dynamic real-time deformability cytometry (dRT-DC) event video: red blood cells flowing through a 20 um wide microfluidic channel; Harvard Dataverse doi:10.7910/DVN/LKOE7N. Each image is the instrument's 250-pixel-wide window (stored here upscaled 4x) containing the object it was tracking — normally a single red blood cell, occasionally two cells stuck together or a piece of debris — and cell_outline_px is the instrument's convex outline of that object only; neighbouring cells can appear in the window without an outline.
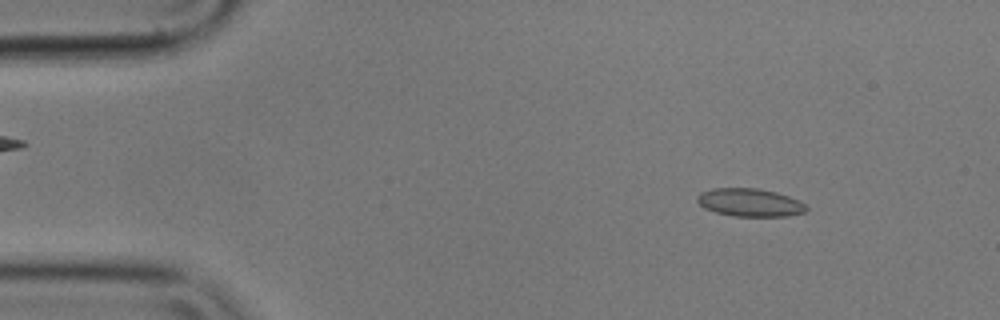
{"species": "common noctule bat (a hibernating species)", "species_latin": "Nyctalus noctula", "temperature_condition": "cold", "stored_images_in_passage": 55, "camera_frame_rate_fps": 3000, "um_per_image_px": 0.085, "animal": {"sex": "male", "body_mass_g": 17.9}, "frame": {"image": 1, "passage_image": 6, "time_ms": 1.667, "image_size_px": [1000, 320], "cell_outline_px": [[808, 208], [804, 212], [788, 216], [732, 216], [716, 212], [704, 208], [696, 200], [696, 196], [700, 192], [712, 188], [756, 188], [776, 192], [800, 200], [808, 204]], "centroid_in_image_um": [63.75, 17.21], "position_along_channel_um": 21.3, "area_um2": 17.98}}
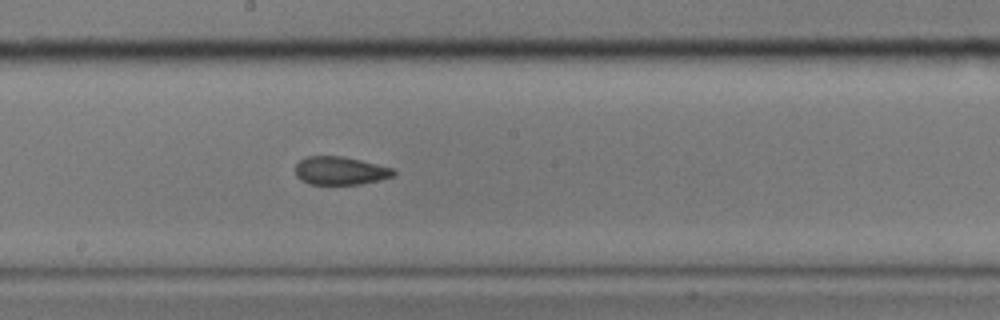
{"frame": {"image": 2, "passage_image": 29, "time_ms": 9.333, "image_size_px": [1000, 320], "cell_outline_px": [[396, 176], [380, 180], [360, 184], [308, 184], [300, 180], [296, 176], [296, 164], [304, 156], [344, 156], [396, 168]], "centroid_in_image_um": [28.96, 14.5], "position_along_channel_um": 219.2, "area_um2": 16.47}}
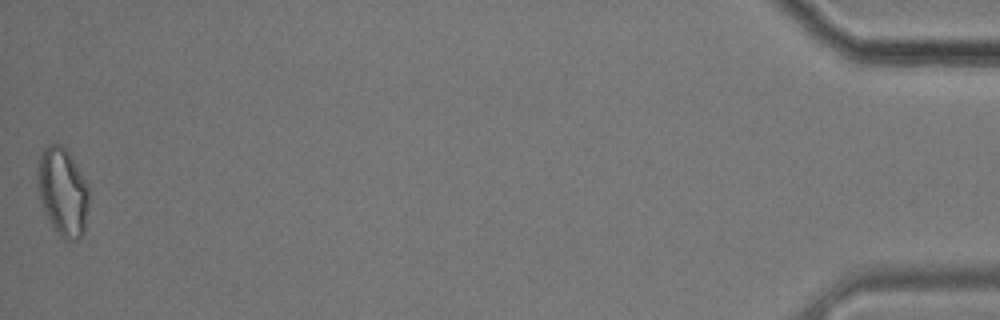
{"frame": {"image": 3, "passage_image": 55, "time_ms": 18.0, "image_size_px": [1000, 320], "cell_outline_px": [[88, 204], [84, 232], [76, 240], [68, 240], [60, 236], [48, 220], [40, 200], [36, 184], [36, 176], [40, 156], [44, 148], [48, 144], [60, 144], [72, 156], [88, 188]], "centroid_in_image_um": [5.3, 16.3], "position_along_channel_um": 429.9, "area_um2": 26.24}, "authors_computed_cell_mechanics": {"area_um2": 17.4556, "velocity_mm_per_s": 3.5272, "shape_relaxation_time_tau1_ms": 10.1829, "shape_relaxation_time_tau2_ms": 1.9221, "deformation_change_tau1": 0.199, "deformation_change_tau2": 0.0749}}